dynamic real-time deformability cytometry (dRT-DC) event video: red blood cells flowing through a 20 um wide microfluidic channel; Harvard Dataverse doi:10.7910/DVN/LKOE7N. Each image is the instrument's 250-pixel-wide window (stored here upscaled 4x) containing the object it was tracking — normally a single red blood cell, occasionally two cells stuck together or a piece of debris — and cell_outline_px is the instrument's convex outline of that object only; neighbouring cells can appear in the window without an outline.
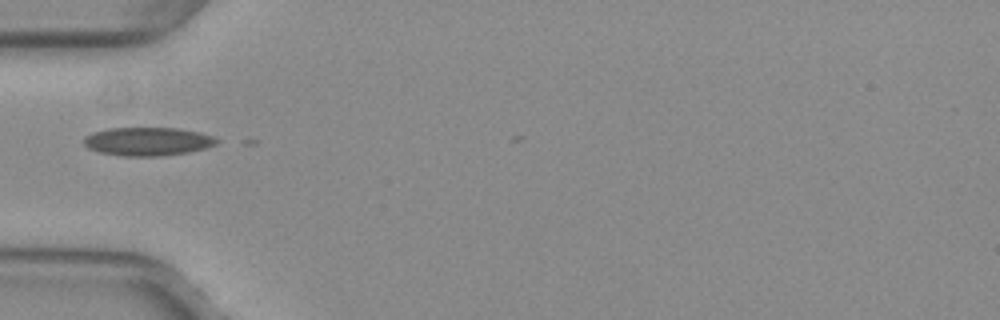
{"species": "common noctule bat (a hibernating species)", "species_latin": "Nyctalus noctula", "temperature_condition": "warm", "stored_images_in_passage": 30, "camera_frame_rate_fps": 3000, "um_per_image_px": 0.085, "animal": {"sex": "female", "body_mass_g": 29.2, "forearm_length_mm": 56.3}, "frame": {"image": 1, "passage_image": 1, "time_ms": 0.0, "image_size_px": [1000, 320], "cell_outline_px": [[220, 140], [216, 144], [204, 148], [188, 152], [156, 156], [124, 156], [100, 152], [88, 148], [84, 144], [84, 136], [92, 132], [108, 128], [180, 128], [200, 132], [212, 136]], "centroid_in_image_um": [12.54, 12.01], "position_along_channel_um": 72.5, "area_um2": 21.96}, "authors_computed_cell_mechanics": {"area_um2": 20.4612, "velocity_mm_per_s": 4.018, "shape_relaxation_time_tau1_ms": null, "shape_relaxation_time_tau2_ms": 1.7774, "deformation_change_tau1": null, "deformation_change_tau2": 0.0824}}